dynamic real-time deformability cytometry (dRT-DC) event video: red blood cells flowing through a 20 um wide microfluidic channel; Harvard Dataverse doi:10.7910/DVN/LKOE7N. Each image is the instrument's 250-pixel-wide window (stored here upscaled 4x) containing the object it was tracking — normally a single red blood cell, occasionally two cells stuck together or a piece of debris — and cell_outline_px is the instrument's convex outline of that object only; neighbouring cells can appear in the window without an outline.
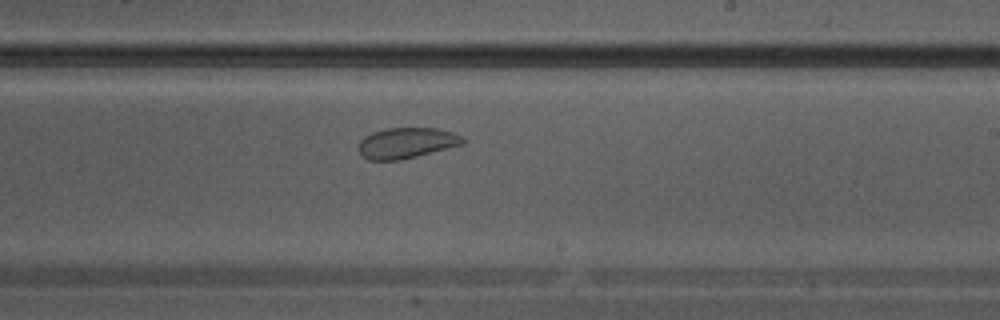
{"species": "Egyptian fruit bat (a non-hibernating species)", "species_latin": "Rousettus aegyptiacus", "temperature_condition": "warm", "stored_images_in_passage": 25, "camera_frame_rate_fps": 3000, "um_per_image_px": 0.085, "animal": {"sex": "male"}, "frame": {"image": 1, "passage_image": 15, "time_ms": 4.667, "image_size_px": [1000, 320], "cell_outline_px": [[464, 144], [400, 160], [368, 160], [360, 156], [356, 148], [360, 140], [364, 136], [372, 132], [384, 128], [436, 128], [452, 132], [460, 136], [464, 140]], "centroid_in_image_um": [34.47, 12.15], "position_along_channel_um": 254.5, "area_um2": 18.79}}